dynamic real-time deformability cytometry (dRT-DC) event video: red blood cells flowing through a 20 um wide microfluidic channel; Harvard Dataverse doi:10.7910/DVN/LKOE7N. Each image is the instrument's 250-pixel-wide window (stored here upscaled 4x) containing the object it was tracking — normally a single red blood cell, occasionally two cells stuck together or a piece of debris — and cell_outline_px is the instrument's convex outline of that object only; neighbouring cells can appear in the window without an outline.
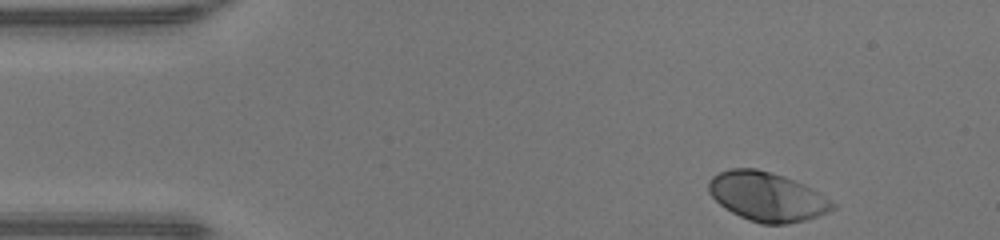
{"species": "human", "species_latin": "Homo sapiens", "temperature_condition": "warm", "stored_images_in_passage": 35, "camera_frame_rate_fps": 3000, "um_per_image_px": 0.085, "donor": {"sex": "male"}, "frame": {"image": 1, "passage_image": 1, "time_ms": 0.0, "image_size_px": [1000, 240], "cell_outline_px": [[836, 208], [828, 212], [804, 220], [788, 224], [760, 224], [748, 220], [724, 208], [708, 192], [708, 180], [712, 176], [720, 172], [732, 168], [756, 168], [772, 172], [784, 176], [804, 184], [812, 188], [836, 204]], "centroid_in_image_um": [65.18, 16.71], "position_along_channel_um": 19.8, "area_um2": 35.49}}
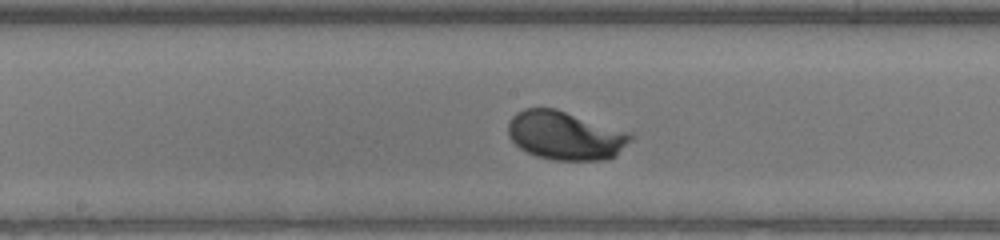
{"frame": {"image": 2, "passage_image": 20, "time_ms": 6.333, "image_size_px": [1000, 240], "cell_outline_px": [[632, 136], [616, 156], [608, 160], [552, 160], [536, 156], [520, 148], [508, 136], [508, 124], [512, 116], [516, 112], [524, 108], [556, 108], [632, 132]], "centroid_in_image_um": [48.05, 11.51], "position_along_channel_um": 200.2, "area_um2": 34.91}}
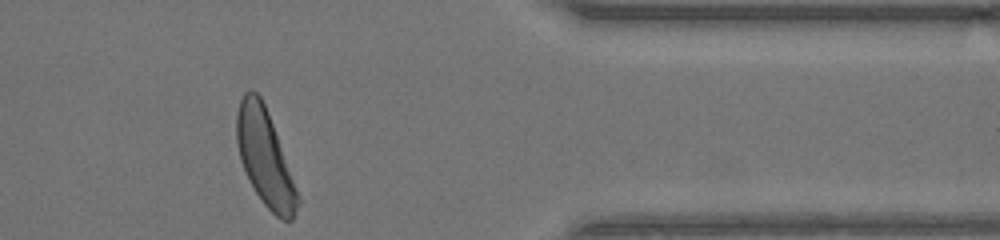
{"frame": {"image": 3, "passage_image": 35, "time_ms": 11.333, "image_size_px": [1000, 240], "cell_outline_px": [[300, 204], [292, 220], [280, 220], [264, 204], [248, 180], [240, 160], [236, 140], [236, 112], [240, 100], [244, 92], [248, 88], [252, 88], [260, 96], [268, 112], [300, 196]], "centroid_in_image_um": [22.51, 13.39], "position_along_channel_um": 388.9, "area_um2": 34.28}, "authors_computed_cell_mechanics": {"area_um2": 34.0442, "velocity_mm_per_s": 4.2403, "shape_relaxation_time_tau1_ms": 1.4738, "shape_relaxation_time_tau2_ms": null, "deformation_change_tau1": 0.1639, "deformation_change_tau2": null}}